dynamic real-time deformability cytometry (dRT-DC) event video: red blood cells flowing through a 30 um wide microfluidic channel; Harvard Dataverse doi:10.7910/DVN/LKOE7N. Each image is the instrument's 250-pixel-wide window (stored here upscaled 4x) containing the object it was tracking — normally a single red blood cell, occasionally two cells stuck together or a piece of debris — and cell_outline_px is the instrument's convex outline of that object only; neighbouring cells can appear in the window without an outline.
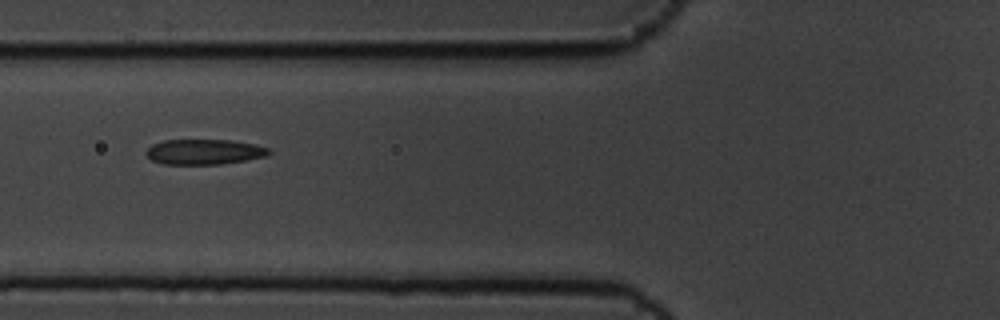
{"species": "common noctule bat (a hibernating species)", "species_latin": "Nyctalus noctula", "temperature_condition": "cold", "stored_images_in_passage": 9, "camera_frame_rate_fps": 3000, "um_per_image_px": 0.085, "animal": {"sex": "male", "body_mass_g": 19.5, "forearm_length_mm": 54.6}, "frame": {"image": 1, "passage_image": 6, "time_ms": 1.667, "image_size_px": [1000, 320], "cell_outline_px": [[272, 152], [268, 156], [220, 164], [164, 164], [152, 160], [144, 152], [152, 144], [164, 140], [232, 140], [256, 144], [268, 148]], "centroid_in_image_um": [17.37, 12.9], "position_along_channel_um": 108.4, "area_um2": 18.09}}
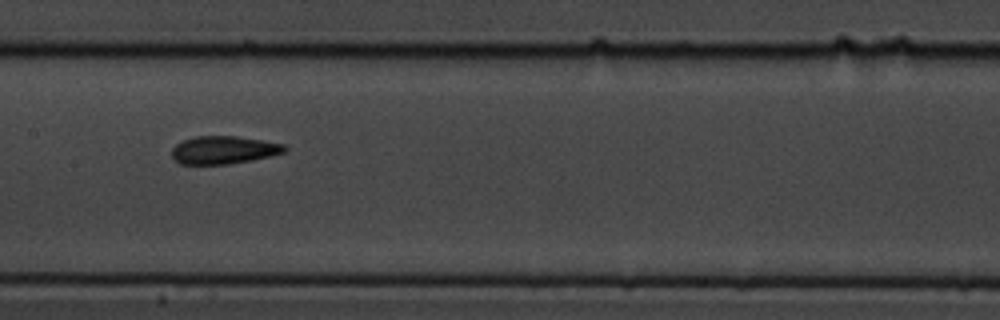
{"frame": {"image": 2, "passage_image": 8, "time_ms": 2.333, "image_size_px": [1000, 320], "cell_outline_px": [[288, 148], [284, 152], [252, 160], [228, 164], [180, 164], [172, 156], [172, 148], [176, 144], [184, 140], [196, 136], [236, 136], [264, 140], [284, 144]], "centroid_in_image_um": [19.02, 12.74], "position_along_channel_um": 188.4, "area_um2": 18.26}}
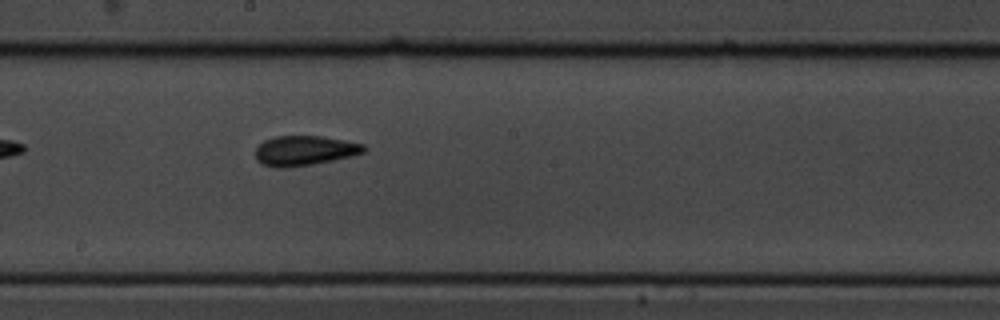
{"frame": {"image": 3, "passage_image": 9, "time_ms": 2.667, "image_size_px": [1000, 320], "cell_outline_px": [[368, 148], [364, 152], [352, 156], [312, 164], [288, 168], [276, 168], [260, 164], [256, 160], [256, 148], [264, 140], [272, 136], [320, 136], [344, 140], [364, 144]], "centroid_in_image_um": [25.86, 12.81], "position_along_channel_um": 222.3, "area_um2": 19.02}}